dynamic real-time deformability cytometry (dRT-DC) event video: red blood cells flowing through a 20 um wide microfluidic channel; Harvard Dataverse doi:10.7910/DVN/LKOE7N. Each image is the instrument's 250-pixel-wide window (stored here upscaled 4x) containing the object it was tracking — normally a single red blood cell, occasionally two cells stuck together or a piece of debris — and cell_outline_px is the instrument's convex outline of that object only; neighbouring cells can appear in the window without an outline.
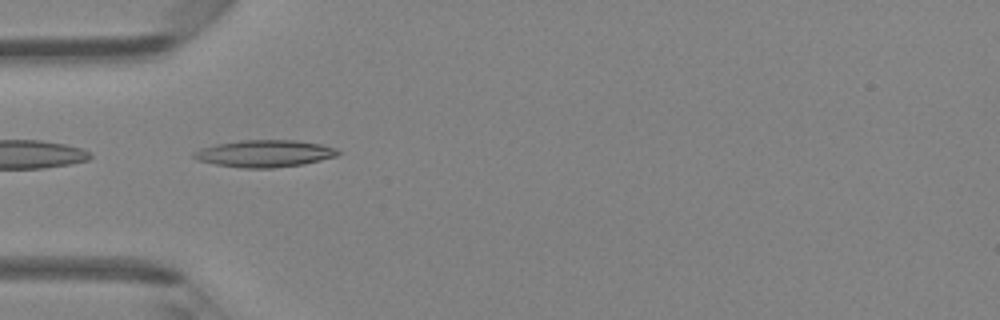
{"species": "Egyptian fruit bat (a non-hibernating species)", "species_latin": "Rousettus aegyptiacus", "temperature_condition": "room temperature", "stored_images_in_passage": 38, "camera_frame_rate_fps": 3000, "um_per_image_px": 0.085, "animal": {"sex": "female"}, "frame": {"image": 1, "passage_image": 6, "time_ms": 1.667, "image_size_px": [1000, 320], "cell_outline_px": [[340, 152], [336, 156], [304, 164], [272, 168], [244, 168], [216, 164], [200, 160], [192, 156], [192, 152], [200, 148], [216, 144], [240, 140], [296, 140], [320, 144], [336, 148]], "centroid_in_image_um": [22.49, 13.04], "position_along_channel_um": 62.5, "area_um2": 22.6}}
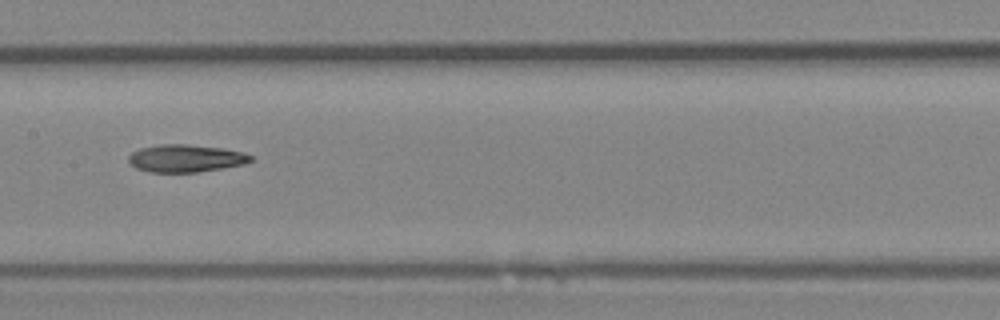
{"frame": {"image": 2, "passage_image": 15, "time_ms": 4.667, "image_size_px": [1000, 320], "cell_outline_px": [[252, 160], [244, 164], [196, 172], [148, 172], [136, 168], [128, 160], [128, 156], [132, 152], [140, 148], [160, 144], [184, 144], [220, 148], [244, 152], [252, 156]], "centroid_in_image_um": [15.76, 13.45], "position_along_channel_um": 191.6, "area_um2": 19.42}}
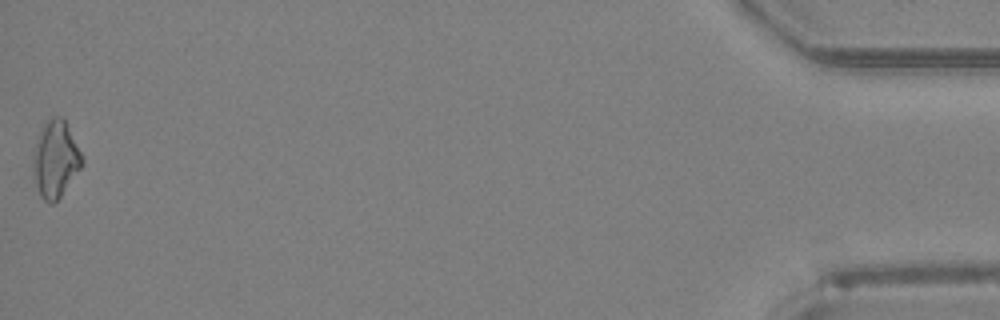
{"frame": {"image": 3, "passage_image": 38, "time_ms": 12.333, "image_size_px": [1000, 320], "cell_outline_px": [[84, 164], [60, 196], [52, 204], [48, 204], [40, 196], [36, 184], [36, 152], [40, 132], [44, 124], [52, 116], [60, 116], [64, 120], [84, 156]], "centroid_in_image_um": [4.8, 13.54], "position_along_channel_um": 430.4, "area_um2": 20.92}, "authors_computed_cell_mechanics": {"area_um2": 19.7676, "velocity_mm_per_s": 4.371, "shape_relaxation_time_tau1_ms": 3.2751, "shape_relaxation_time_tau2_ms": 5.8293, "deformation_change_tau1": 0.1316, "deformation_change_tau2": 0.1748}}